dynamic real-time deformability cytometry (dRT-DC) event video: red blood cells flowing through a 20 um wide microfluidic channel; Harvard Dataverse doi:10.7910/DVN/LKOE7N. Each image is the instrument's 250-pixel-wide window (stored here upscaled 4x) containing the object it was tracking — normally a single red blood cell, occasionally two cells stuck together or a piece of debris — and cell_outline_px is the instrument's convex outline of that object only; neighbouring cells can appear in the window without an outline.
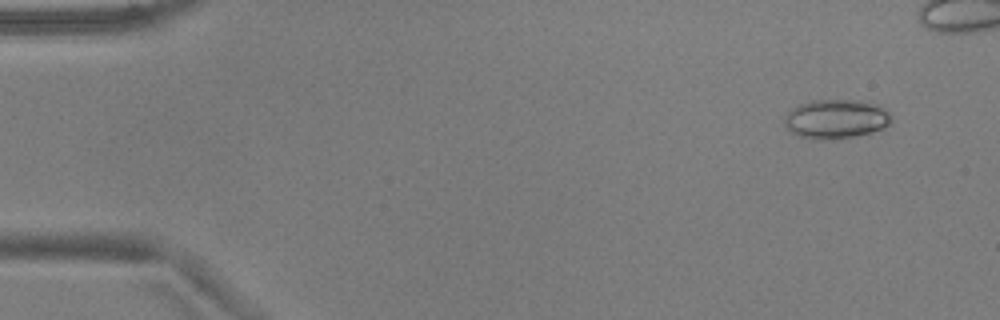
{"species": "common noctule bat (a hibernating species)", "species_latin": "Nyctalus noctula", "temperature_condition": "warm", "stored_images_in_passage": 48, "camera_frame_rate_fps": 3000, "um_per_image_px": 0.085, "animal": {"sex": "male", "body_mass_g": 17.9, "forearm_length_mm": 54.2}, "frame": {"image": 1, "passage_image": 4, "time_ms": 1.0, "image_size_px": [1000, 320], "cell_outline_px": [[892, 124], [868, 132], [852, 136], [828, 140], [812, 140], [800, 136], [792, 132], [784, 124], [784, 116], [792, 108], [800, 104], [812, 100], [860, 100], [872, 104], [888, 112], [892, 116]], "centroid_in_image_um": [71.01, 10.12], "position_along_channel_um": 14.0, "area_um2": 24.16}}
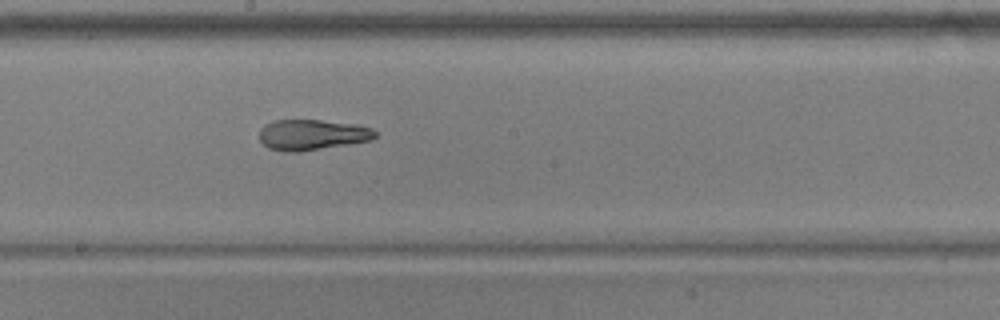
{"frame": {"image": 2, "passage_image": 30, "time_ms": 9.667, "image_size_px": [1000, 320], "cell_outline_px": [[376, 136], [372, 140], [300, 152], [284, 152], [268, 148], [260, 140], [260, 128], [264, 124], [276, 120], [320, 120], [356, 124], [372, 128], [376, 132]], "centroid_in_image_um": [26.52, 11.46], "position_along_channel_um": 221.7, "area_um2": 20.75}}
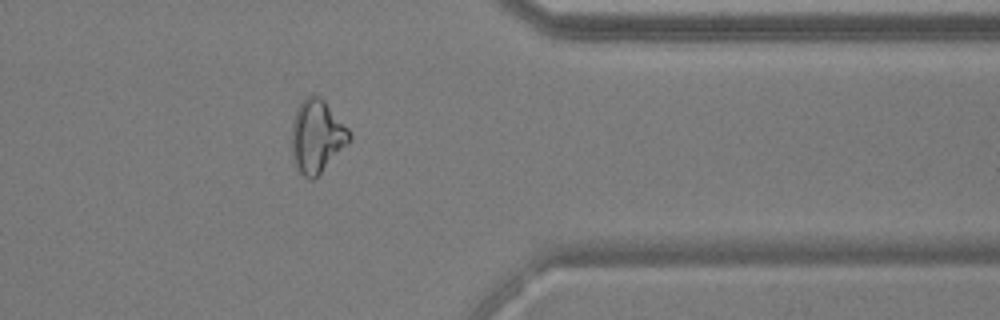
{"frame": {"image": 3, "passage_image": 44, "time_ms": 14.333, "image_size_px": [1000, 320], "cell_outline_px": [[352, 140], [312, 180], [304, 176], [300, 172], [292, 156], [292, 124], [296, 112], [304, 96], [320, 96], [324, 100], [352, 132]], "centroid_in_image_um": [26.96, 11.56], "position_along_channel_um": 384.4, "area_um2": 24.22}}